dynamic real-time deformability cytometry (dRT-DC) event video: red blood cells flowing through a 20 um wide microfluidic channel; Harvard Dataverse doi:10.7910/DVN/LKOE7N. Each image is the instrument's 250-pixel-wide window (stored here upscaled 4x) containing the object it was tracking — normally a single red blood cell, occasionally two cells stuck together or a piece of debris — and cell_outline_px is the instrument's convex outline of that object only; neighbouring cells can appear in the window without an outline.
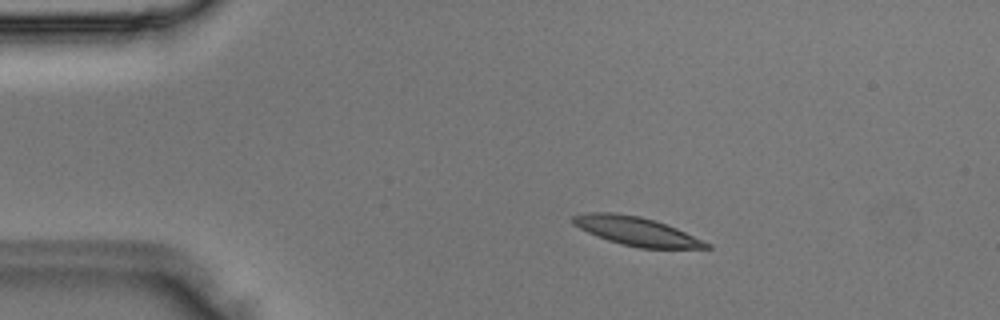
{"species": "Egyptian fruit bat (a non-hibernating species)", "species_latin": "Rousettus aegyptiacus", "temperature_condition": "room temperature", "stored_images_in_passage": 4, "camera_frame_rate_fps": 3000, "um_per_image_px": 0.085, "animal": {"sex": "male"}, "frame": {"image": 1, "passage_image": 2, "time_ms": 0.333, "image_size_px": [1000, 320], "cell_outline_px": [[712, 248], [640, 248], [620, 244], [608, 240], [588, 232], [572, 224], [572, 216], [588, 212], [616, 212], [640, 216], [656, 220], [676, 228], [712, 244]], "centroid_in_image_um": [54.09, 19.64], "position_along_channel_um": 30.9, "area_um2": 22.31}}